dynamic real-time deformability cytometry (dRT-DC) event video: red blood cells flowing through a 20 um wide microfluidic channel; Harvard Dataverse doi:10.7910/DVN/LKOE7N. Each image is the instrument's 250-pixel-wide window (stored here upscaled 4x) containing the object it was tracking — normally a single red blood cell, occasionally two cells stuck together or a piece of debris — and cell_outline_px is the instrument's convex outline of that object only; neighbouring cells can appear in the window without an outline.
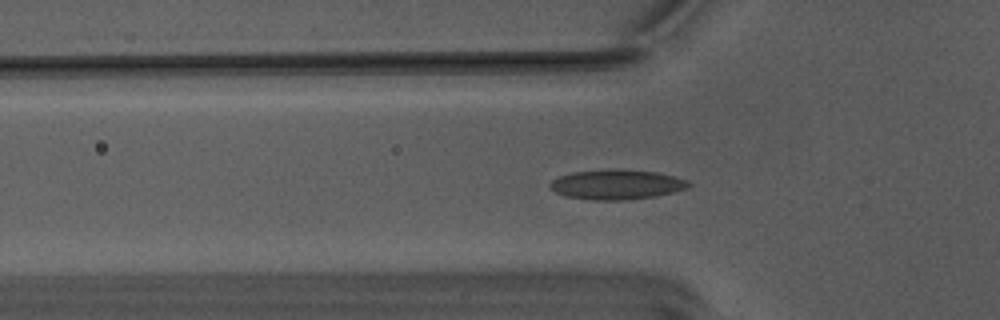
{"species": "Egyptian fruit bat (a non-hibernating species)", "species_latin": "Rousettus aegyptiacus", "temperature_condition": "warm", "stored_images_in_passage": 46, "camera_frame_rate_fps": 3000, "um_per_image_px": 0.085, "animal": {"sex": "male"}, "frame": {"image": 1, "passage_image": 14, "time_ms": 4.333, "image_size_px": [1000, 320], "cell_outline_px": [[692, 184], [688, 188], [656, 196], [628, 200], [592, 200], [568, 196], [556, 192], [548, 184], [552, 180], [560, 176], [572, 172], [616, 168], [656, 172], [688, 180]], "centroid_in_image_um": [52.44, 15.68], "position_along_channel_um": 73.4, "area_um2": 24.1}}
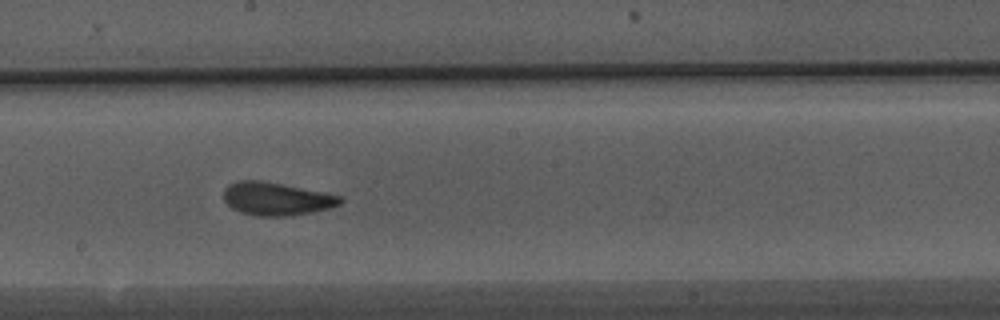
{"frame": {"image": 2, "passage_image": 26, "time_ms": 8.333, "image_size_px": [1000, 320], "cell_outline_px": [[344, 200], [340, 204], [332, 208], [288, 216], [256, 216], [240, 212], [232, 208], [224, 200], [224, 188], [228, 184], [240, 180], [256, 180], [280, 184], [340, 196]], "centroid_in_image_um": [23.46, 16.91], "position_along_channel_um": 224.7, "area_um2": 22.14}}
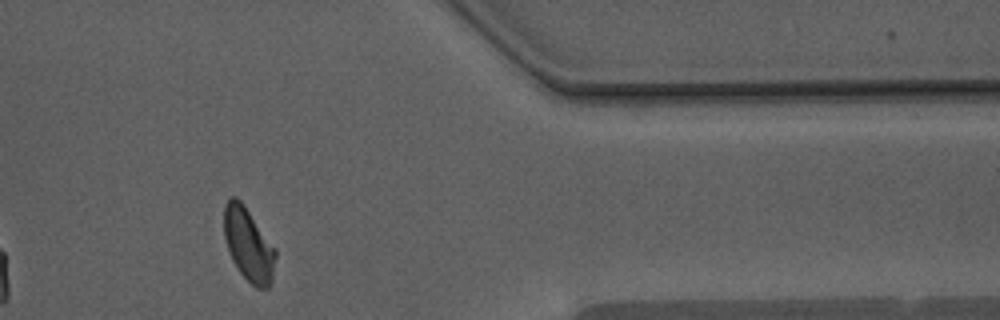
{"frame": {"image": 3, "passage_image": 41, "time_ms": 13.333, "image_size_px": [1000, 320], "cell_outline_px": [[276, 256], [272, 280], [268, 288], [256, 288], [236, 268], [232, 260], [224, 236], [224, 204], [228, 196], [236, 196], [244, 204], [276, 248]], "centroid_in_image_um": [21.12, 20.75], "position_along_channel_um": 390.3, "area_um2": 22.14}, "authors_computed_cell_mechanics": {"area_um2": 22.1952, "velocity_mm_per_s": 3.7746, "shape_relaxation_time_tau1_ms": 5.4303, "shape_relaxation_time_tau2_ms": 1.3067, "deformation_change_tau1": 0.1345, "deformation_change_tau2": 0.0848}}